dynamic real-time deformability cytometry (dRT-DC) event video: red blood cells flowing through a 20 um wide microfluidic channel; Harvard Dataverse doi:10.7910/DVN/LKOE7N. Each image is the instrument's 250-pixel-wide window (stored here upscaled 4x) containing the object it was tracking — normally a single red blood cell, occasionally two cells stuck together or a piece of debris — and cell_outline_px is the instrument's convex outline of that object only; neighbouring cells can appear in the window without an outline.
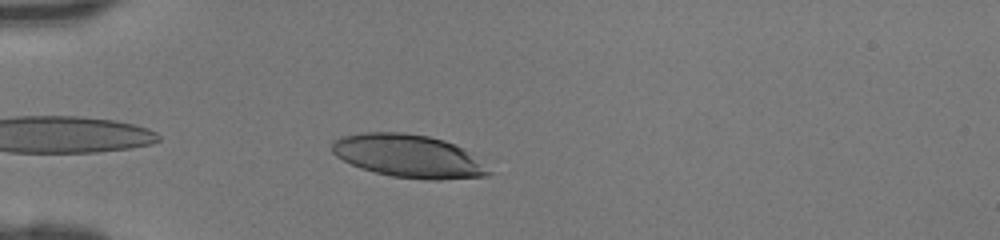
{"species": "human", "species_latin": "Homo sapiens", "temperature_condition": "room temperature", "stored_images_in_passage": 32, "camera_frame_rate_fps": 3000, "um_per_image_px": 0.085, "donor": {"sex": "female"}, "frame": {"image": 1, "passage_image": 2, "time_ms": 0.333, "image_size_px": [1000, 240], "cell_outline_px": [[492, 172], [488, 176], [440, 180], [428, 180], [392, 176], [360, 168], [336, 156], [332, 152], [332, 140], [340, 136], [360, 132], [404, 132], [428, 136], [444, 140], [460, 148]], "centroid_in_image_um": [34.63, 13.26], "position_along_channel_um": 50.4, "area_um2": 38.84}}
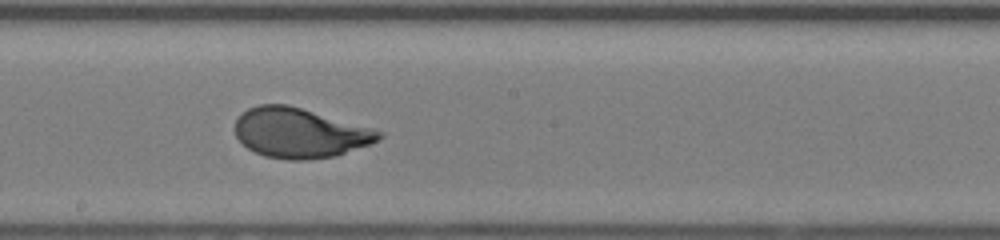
{"frame": {"image": 2, "passage_image": 15, "time_ms": 4.667, "image_size_px": [1000, 240], "cell_outline_px": [[384, 136], [368, 144], [336, 156], [308, 160], [288, 160], [264, 156], [248, 148], [236, 136], [236, 120], [248, 108], [260, 104], [288, 104], [376, 128], [384, 132]], "centroid_in_image_um": [25.52, 11.29], "position_along_channel_um": 222.7, "area_um2": 41.85}}
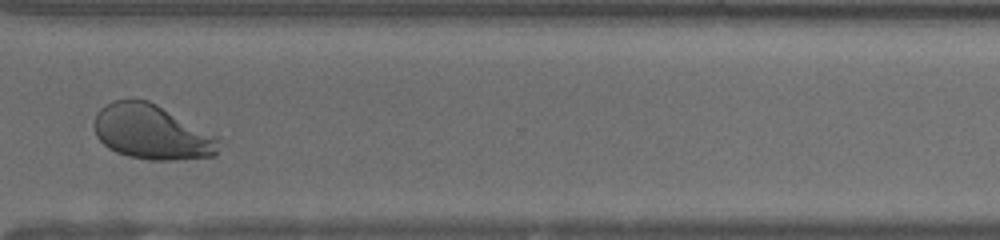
{"frame": {"image": 3, "passage_image": 24, "time_ms": 7.667, "image_size_px": [1000, 240], "cell_outline_px": [[220, 136], [216, 156], [176, 160], [152, 160], [128, 156], [116, 152], [108, 148], [96, 136], [92, 124], [96, 112], [100, 108], [112, 100], [148, 100]], "centroid_in_image_um": [12.9, 11.23], "position_along_channel_um": 357.7, "area_um2": 40.11}}